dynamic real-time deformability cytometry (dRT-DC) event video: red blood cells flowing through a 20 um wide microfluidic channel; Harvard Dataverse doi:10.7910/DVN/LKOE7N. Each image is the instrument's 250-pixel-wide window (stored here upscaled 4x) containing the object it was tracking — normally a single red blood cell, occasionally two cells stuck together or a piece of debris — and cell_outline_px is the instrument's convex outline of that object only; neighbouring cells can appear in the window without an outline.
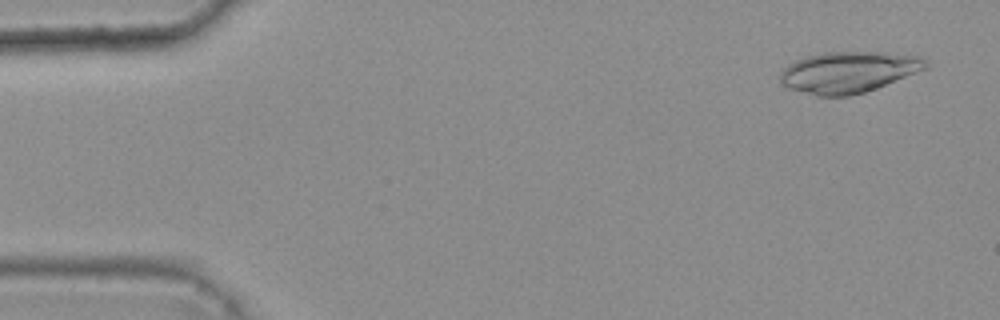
{"species": "common noctule bat (a hibernating species)", "species_latin": "Nyctalus noctula", "temperature_condition": "warm", "stored_images_in_passage": 3, "camera_frame_rate_fps": 3000, "um_per_image_px": 0.085, "animal": {"sex": "female", "body_mass_g": 25.1}, "frame": {"image": 1, "passage_image": 1, "time_ms": 0.0, "image_size_px": [1000, 320], "cell_outline_px": [[928, 68], [876, 88], [864, 92], [848, 96], [816, 96], [788, 88], [780, 80], [780, 72], [788, 64], [796, 60], [808, 56], [824, 52], [884, 52], [924, 56], [928, 60]], "centroid_in_image_um": [72.15, 6.12], "position_along_channel_um": 12.8, "area_um2": 35.03}}